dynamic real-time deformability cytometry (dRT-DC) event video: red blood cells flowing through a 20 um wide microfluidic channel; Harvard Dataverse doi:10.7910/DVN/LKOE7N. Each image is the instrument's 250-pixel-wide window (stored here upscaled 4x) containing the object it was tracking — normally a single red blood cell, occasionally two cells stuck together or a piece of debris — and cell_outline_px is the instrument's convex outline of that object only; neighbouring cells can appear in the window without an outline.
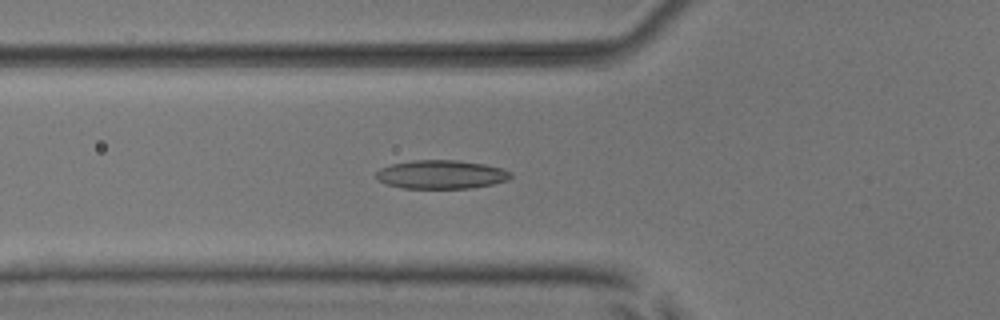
{"species": "common noctule bat (a hibernating species)", "species_latin": "Nyctalus noctula", "temperature_condition": "room temperature", "stored_images_in_passage": 53, "camera_frame_rate_fps": 3000, "um_per_image_px": 0.085, "animal": {"sex": "male", "body_mass_g": 17.9, "forearm_length_mm": 54.2}, "frame": {"image": 1, "passage_image": 20, "time_ms": 6.333, "image_size_px": [1000, 320], "cell_outline_px": [[512, 176], [508, 180], [492, 184], [472, 188], [400, 188], [384, 184], [376, 180], [376, 172], [380, 168], [392, 164], [412, 160], [456, 160], [484, 164], [504, 168], [512, 172]], "centroid_in_image_um": [37.49, 14.83], "position_along_channel_um": 88.3, "area_um2": 22.72}}
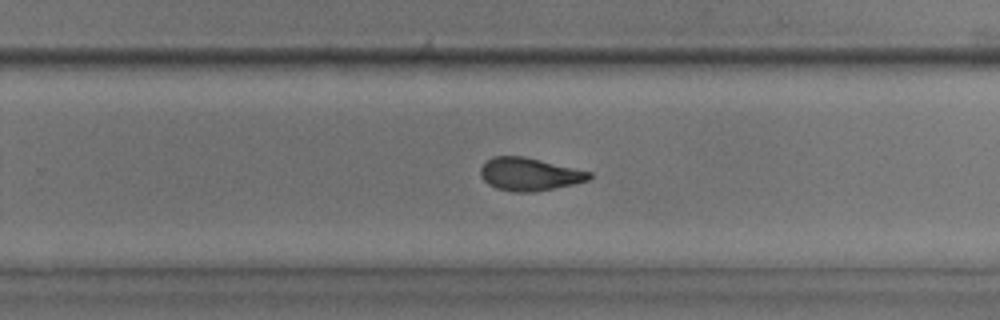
{"frame": {"image": 2, "passage_image": 35, "time_ms": 11.333, "image_size_px": [1000, 320], "cell_outline_px": [[592, 176], [588, 180], [556, 188], [536, 192], [512, 192], [496, 188], [488, 184], [480, 176], [480, 168], [492, 156], [524, 156], [592, 172]], "centroid_in_image_um": [44.98, 14.81], "position_along_channel_um": 284.8, "area_um2": 20.87}}
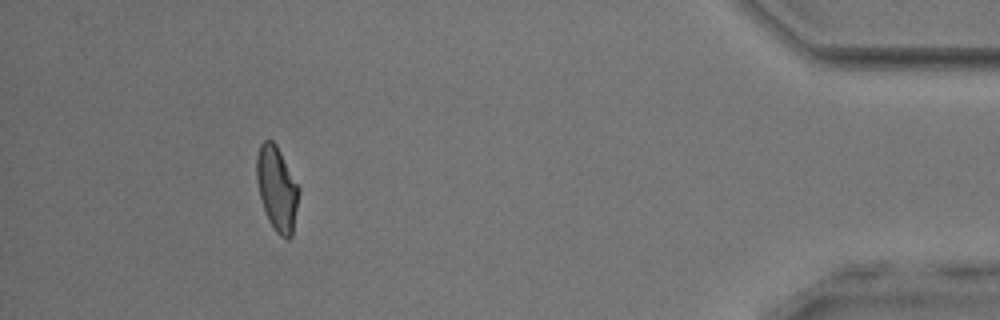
{"frame": {"image": 3, "passage_image": 49, "time_ms": 16.0, "image_size_px": [1000, 320], "cell_outline_px": [[300, 192], [292, 236], [288, 240], [284, 240], [276, 232], [268, 220], [260, 196], [256, 180], [256, 156], [260, 144], [264, 140], [272, 140], [276, 144], [300, 188]], "centroid_in_image_um": [23.55, 16.05], "position_along_channel_um": 411.7, "area_um2": 20.92}, "authors_computed_cell_mechanics": {"area_um2": 21.5016, "velocity_mm_per_s": 3.9321, "shape_relaxation_time_tau1_ms": 11.0626, "shape_relaxation_time_tau2_ms": 2.2419, "deformation_change_tau1": 0.2819, "deformation_change_tau2": 0.0821}}